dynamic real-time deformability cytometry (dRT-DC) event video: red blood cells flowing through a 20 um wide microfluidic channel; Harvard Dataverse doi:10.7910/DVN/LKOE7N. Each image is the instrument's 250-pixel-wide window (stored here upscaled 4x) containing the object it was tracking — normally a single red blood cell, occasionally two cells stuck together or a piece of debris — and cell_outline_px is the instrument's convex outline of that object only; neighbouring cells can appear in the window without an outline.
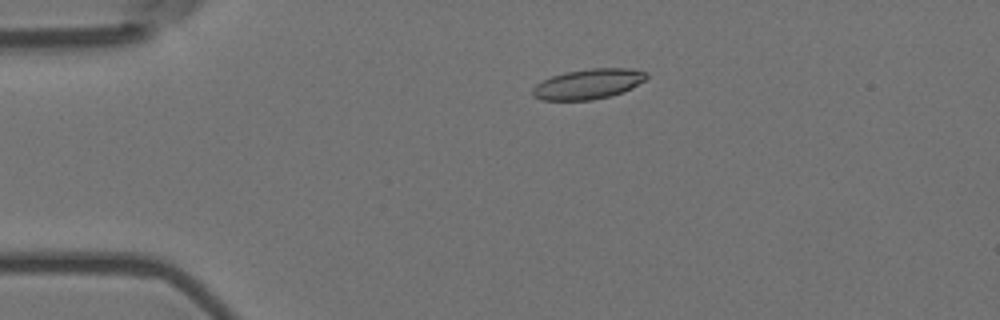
{"species": "Egyptian fruit bat (a non-hibernating species)", "species_latin": "Rousettus aegyptiacus", "temperature_condition": "room temperature", "stored_images_in_passage": 5, "camera_frame_rate_fps": 3000, "um_per_image_px": 0.085, "animal": {"sex": "female"}, "frame": {"image": 1, "passage_image": 3, "time_ms": 0.667, "image_size_px": [1000, 320], "cell_outline_px": [[648, 76], [644, 80], [632, 88], [624, 92], [592, 100], [540, 100], [532, 96], [532, 88], [536, 84], [552, 76], [564, 72], [592, 68], [628, 68], [648, 72]], "centroid_in_image_um": [49.99, 7.14], "position_along_channel_um": 35.0, "area_um2": 20.06}}
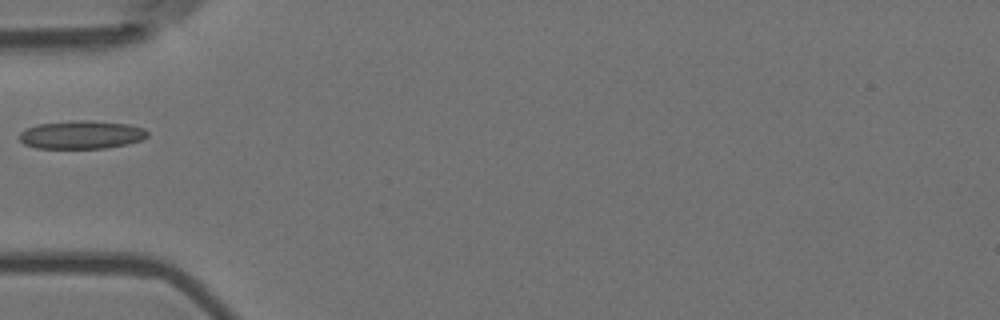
{"frame": {"image": 2, "passage_image": 5, "time_ms": 1.333, "image_size_px": [1000, 320], "cell_outline_px": [[148, 136], [140, 140], [124, 144], [104, 148], [36, 148], [24, 144], [20, 140], [20, 132], [36, 124], [72, 120], [88, 120], [128, 124], [144, 128], [148, 132]], "centroid_in_image_um": [6.9, 11.44], "position_along_channel_um": 78.1, "area_um2": 20.98}}